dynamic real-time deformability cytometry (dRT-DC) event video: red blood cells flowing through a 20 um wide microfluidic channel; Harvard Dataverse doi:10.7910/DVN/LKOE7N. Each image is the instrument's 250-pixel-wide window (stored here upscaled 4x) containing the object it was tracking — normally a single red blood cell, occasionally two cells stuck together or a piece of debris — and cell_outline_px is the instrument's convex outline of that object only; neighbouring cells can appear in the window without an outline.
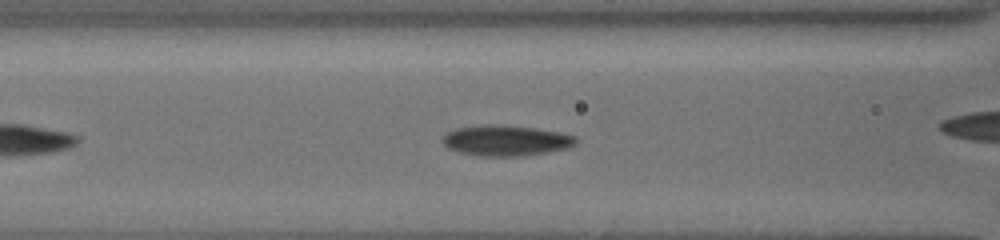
{"species": "common noctule bat (a hibernating species)", "species_latin": "Nyctalus noctula", "temperature_condition": "cold", "stored_images_in_passage": 42, "camera_frame_rate_fps": 3000, "um_per_image_px": 0.085, "animal": {"sex": "female", "body_mass_g": 19.5, "forearm_length_mm": 54.1}, "frame": {"image": 1, "passage_image": 12, "time_ms": 2.667, "image_size_px": [1000, 240], "cell_outline_px": [[576, 144], [568, 148], [524, 156], [476, 156], [460, 152], [448, 148], [440, 140], [448, 132], [456, 128], [480, 124], [500, 124], [536, 128], [560, 132], [576, 136]], "centroid_in_image_um": [42.99, 11.93], "position_along_channel_um": 123.6, "area_um2": 24.04}}
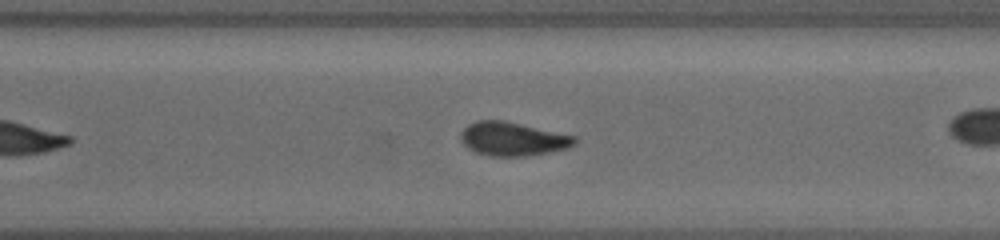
{"frame": {"image": 2, "passage_image": 37, "time_ms": 8.0, "image_size_px": [1000, 240], "cell_outline_px": [[576, 144], [568, 148], [548, 152], [524, 156], [488, 156], [476, 152], [468, 148], [460, 140], [460, 132], [468, 124], [476, 120], [504, 120], [576, 136]], "centroid_in_image_um": [43.56, 11.8], "position_along_channel_um": 327.0, "area_um2": 22.43}, "authors_computed_cell_mechanics": {"area_um2": 23.2645, "velocity_mm_per_s": 3.8215, "shape_relaxation_time_tau1_ms": 5.2033, "shape_relaxation_time_tau2_ms": 4.3091, "deformation_change_tau1": 0.136, "deformation_change_tau2": 0.104}}